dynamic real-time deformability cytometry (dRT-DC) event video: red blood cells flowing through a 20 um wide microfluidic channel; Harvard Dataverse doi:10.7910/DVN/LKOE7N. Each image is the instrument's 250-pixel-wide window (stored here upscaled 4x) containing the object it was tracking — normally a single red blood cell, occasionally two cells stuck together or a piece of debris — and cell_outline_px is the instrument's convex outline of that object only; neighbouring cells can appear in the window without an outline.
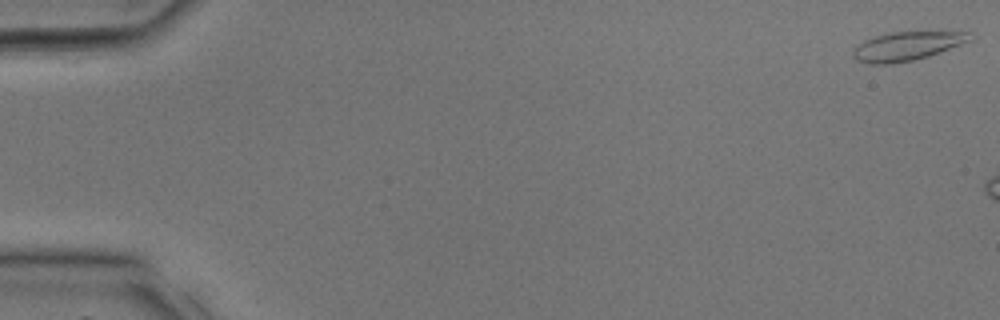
{"species": "common noctule bat (a hibernating species)", "species_latin": "Nyctalus noctula", "temperature_condition": "room temperature", "stored_images_in_passage": 5, "camera_frame_rate_fps": 3000, "um_per_image_px": 0.085, "animal": {"sex": "male", "body_mass_g": 17.9, "forearm_length_mm": 54.2}, "frame": {"image": 1, "passage_image": 1, "time_ms": 0.0, "image_size_px": [1000, 320], "cell_outline_px": [[972, 40], [940, 52], [928, 56], [912, 60], [892, 64], [868, 64], [856, 60], [852, 56], [852, 52], [864, 40], [888, 32], [972, 32]], "centroid_in_image_um": [77.08, 3.92], "position_along_channel_um": 7.9, "area_um2": 19.48}}